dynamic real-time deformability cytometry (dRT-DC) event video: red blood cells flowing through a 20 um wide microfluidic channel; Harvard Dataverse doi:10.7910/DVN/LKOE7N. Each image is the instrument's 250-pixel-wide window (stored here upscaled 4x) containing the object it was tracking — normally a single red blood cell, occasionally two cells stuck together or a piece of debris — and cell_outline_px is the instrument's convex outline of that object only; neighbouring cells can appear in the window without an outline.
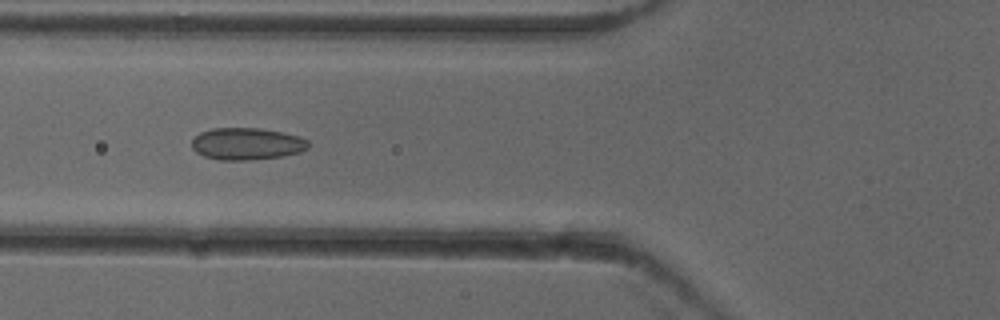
{"species": "common noctule bat (a hibernating species)", "species_latin": "Nyctalus noctula", "temperature_condition": "cold", "stored_images_in_passage": 44, "camera_frame_rate_fps": 3000, "um_per_image_px": 0.085, "animal": {"sex": "female"}, "frame": {"image": 1, "passage_image": 19, "time_ms": 6.0, "image_size_px": [1000, 320], "cell_outline_px": [[308, 148], [300, 152], [280, 156], [248, 160], [220, 160], [204, 156], [196, 152], [192, 148], [192, 140], [200, 132], [212, 128], [260, 128], [300, 136], [308, 140]], "centroid_in_image_um": [20.96, 12.22], "position_along_channel_um": 104.8, "area_um2": 21.68}}
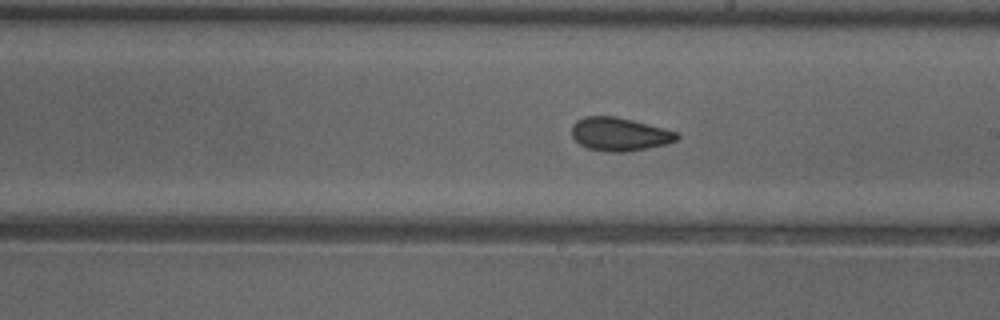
{"frame": {"image": 2, "passage_image": 29, "time_ms": 9.333, "image_size_px": [1000, 320], "cell_outline_px": [[680, 136], [676, 140], [668, 144], [624, 152], [608, 152], [588, 148], [580, 144], [572, 136], [572, 124], [576, 120], [584, 116], [616, 116], [680, 132]], "centroid_in_image_um": [52.67, 11.4], "position_along_channel_um": 236.3, "area_um2": 20.52}}
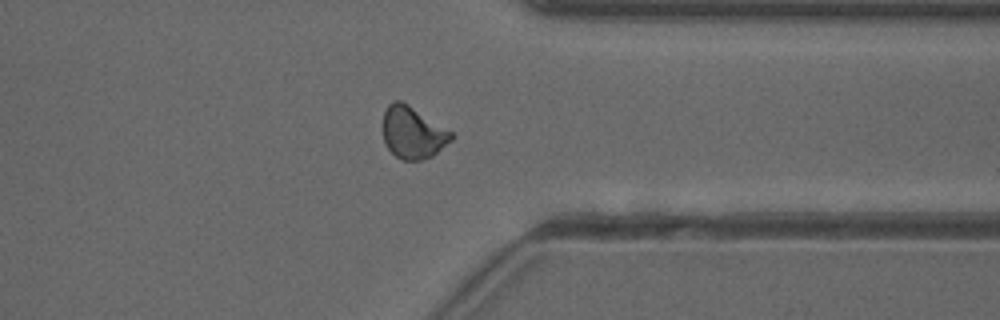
{"frame": {"image": 3, "passage_image": 40, "time_ms": 13.0, "image_size_px": [1000, 320], "cell_outline_px": [[456, 136], [452, 140], [432, 156], [420, 160], [400, 160], [384, 144], [384, 112], [388, 104], [392, 100], [400, 100], [408, 104], [452, 132]], "centroid_in_image_um": [35.09, 11.27], "position_along_channel_um": 376.3, "area_um2": 20.63}, "authors_computed_cell_mechanics": {"area_um2": 20.808, "velocity_mm_per_s": 3.9249, "shape_relaxation_time_tau1_ms": 6.8931, "shape_relaxation_time_tau2_ms": 1.4155, "deformation_change_tau1": 0.1228, "deformation_change_tau2": 0.0762}}